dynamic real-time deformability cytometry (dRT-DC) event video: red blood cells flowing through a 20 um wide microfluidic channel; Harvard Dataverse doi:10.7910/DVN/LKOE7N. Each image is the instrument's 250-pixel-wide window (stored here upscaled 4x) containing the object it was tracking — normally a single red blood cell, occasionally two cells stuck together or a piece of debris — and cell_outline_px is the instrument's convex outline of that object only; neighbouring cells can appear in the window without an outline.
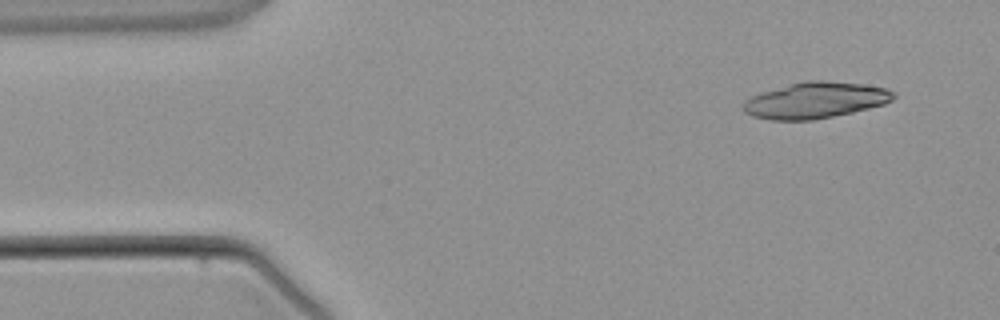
{"species": "common noctule bat (a hibernating species)", "species_latin": "Nyctalus noctula", "temperature_condition": "warm", "stored_images_in_passage": 3, "camera_frame_rate_fps": 3000, "um_per_image_px": 0.085, "animal": {"sex": "male", "body_mass_g": 21.5, "forearm_length_mm": 52.0}, "frame": {"image": 1, "passage_image": 1, "time_ms": 0.0, "image_size_px": [1000, 320], "cell_outline_px": [[896, 96], [892, 100], [884, 104], [852, 112], [812, 120], [768, 120], [752, 116], [744, 112], [744, 100], [752, 96], [764, 92], [792, 84], [808, 80], [824, 80], [860, 84], [884, 88], [896, 92]], "centroid_in_image_um": [69.31, 8.53], "position_along_channel_um": 15.7, "area_um2": 31.21}}